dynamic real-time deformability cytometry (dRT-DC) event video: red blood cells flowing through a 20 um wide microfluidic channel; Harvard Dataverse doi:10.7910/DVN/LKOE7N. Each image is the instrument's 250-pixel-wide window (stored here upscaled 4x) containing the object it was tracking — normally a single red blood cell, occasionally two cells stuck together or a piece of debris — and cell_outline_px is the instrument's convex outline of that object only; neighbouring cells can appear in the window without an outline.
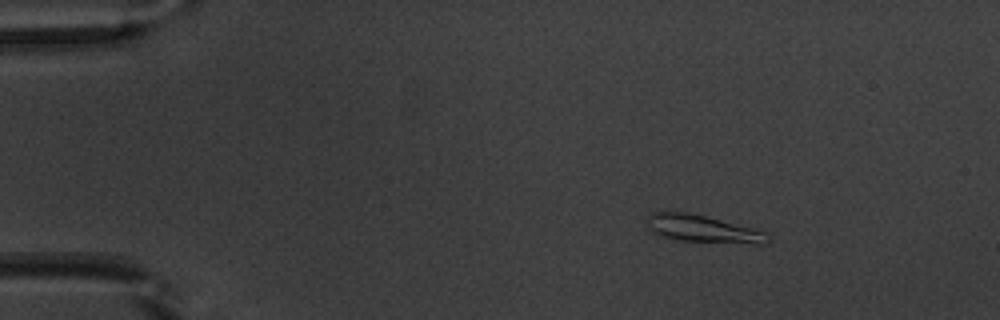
{"species": "common noctule bat (a hibernating species)", "species_latin": "Nyctalus noctula", "temperature_condition": "warm", "stored_images_in_passage": 49, "camera_frame_rate_fps": 3000, "um_per_image_px": 0.085, "animal": {"sex": "male", "body_mass_g": 20.1, "forearm_length_mm": 53.5}, "frame": {"image": 1, "passage_image": 5, "time_ms": 1.333, "image_size_px": [1000, 320], "cell_outline_px": [[772, 240], [756, 248], [676, 240], [648, 232], [648, 216], [652, 212], [672, 208], [752, 228], [764, 232]], "centroid_in_image_um": [59.79, 19.5], "position_along_channel_um": 25.2, "area_um2": 20.87}}
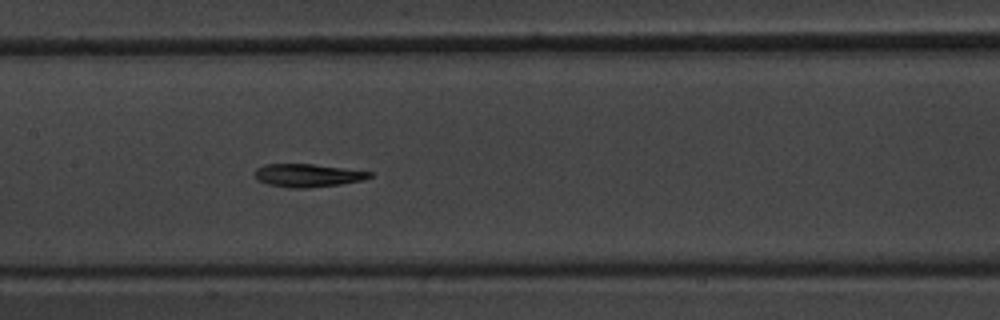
{"frame": {"image": 2, "passage_image": 23, "time_ms": 7.333, "image_size_px": [1000, 320], "cell_outline_px": [[372, 176], [364, 180], [340, 184], [308, 188], [288, 188], [268, 184], [256, 180], [256, 168], [264, 164], [312, 164], [344, 168], [372, 172]], "centroid_in_image_um": [26.15, 14.91], "position_along_channel_um": 181.3, "area_um2": 15.43}}
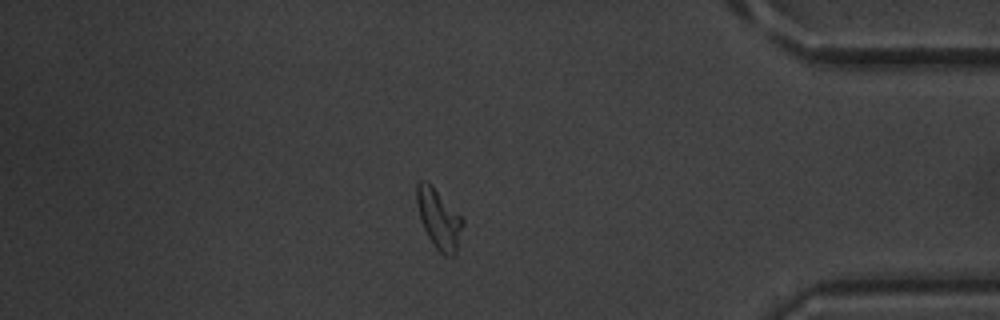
{"frame": {"image": 3, "passage_image": 42, "time_ms": 13.667, "image_size_px": [1000, 320], "cell_outline_px": [[464, 224], [456, 256], [444, 256], [436, 248], [428, 236], [424, 228], [416, 204], [416, 184], [420, 180], [428, 180], [432, 184], [464, 220]], "centroid_in_image_um": [37.31, 18.6], "position_along_channel_um": 397.9, "area_um2": 16.18}, "authors_computed_cell_mechanics": {"area_um2": 16.0106, "velocity_mm_per_s": 3.894, "shape_relaxation_time_tau1_ms": 5.8856, "shape_relaxation_time_tau2_ms": 11.3426, "deformation_change_tau1": 0.206, "deformation_change_tau2": 0.216}}